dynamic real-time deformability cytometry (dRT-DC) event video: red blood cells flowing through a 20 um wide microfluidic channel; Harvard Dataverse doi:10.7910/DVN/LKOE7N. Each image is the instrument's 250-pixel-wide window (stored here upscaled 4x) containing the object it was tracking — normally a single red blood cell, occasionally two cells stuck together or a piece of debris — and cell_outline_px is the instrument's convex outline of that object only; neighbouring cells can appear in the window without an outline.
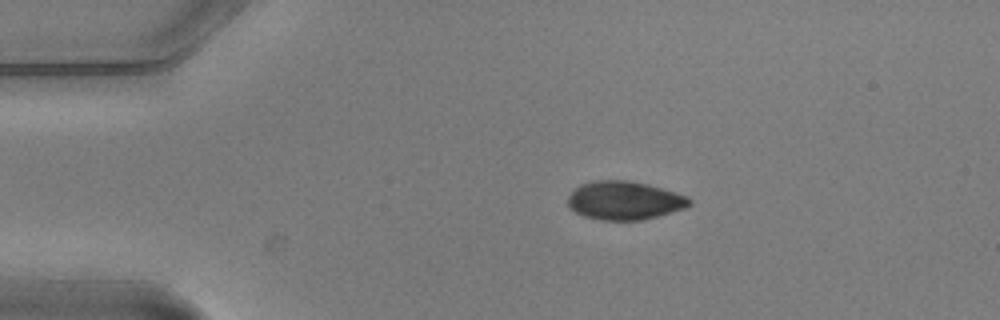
{"species": "common noctule bat (a hibernating species)", "species_latin": "Nyctalus noctula", "temperature_condition": "warm", "stored_images_in_passage": 5, "camera_frame_rate_fps": 3000, "um_per_image_px": 0.085, "animal": {"sex": "male", "body_mass_g": 20.5, "forearm_length_mm": 52.5}, "frame": {"image": 1, "passage_image": 2, "time_ms": 0.333, "image_size_px": [1000, 320], "cell_outline_px": [[692, 204], [684, 208], [672, 212], [640, 220], [600, 220], [584, 216], [568, 208], [568, 196], [580, 184], [592, 180], [632, 180], [648, 184], [676, 192], [688, 196], [692, 200]], "centroid_in_image_um": [53.08, 17.03], "position_along_channel_um": 31.9, "area_um2": 27.46}}
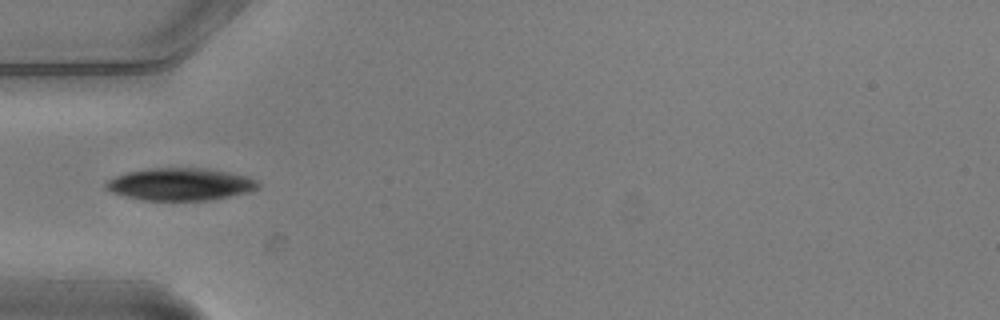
{"frame": {"image": 2, "passage_image": 4, "time_ms": 1.0, "image_size_px": [1000, 320], "cell_outline_px": [[260, 188], [252, 192], [212, 200], [144, 200], [112, 192], [104, 188], [104, 184], [108, 180], [116, 176], [128, 172], [148, 168], [208, 168], [248, 176], [256, 180], [260, 184]], "centroid_in_image_um": [15.39, 15.66], "position_along_channel_um": 69.6, "area_um2": 28.9}}
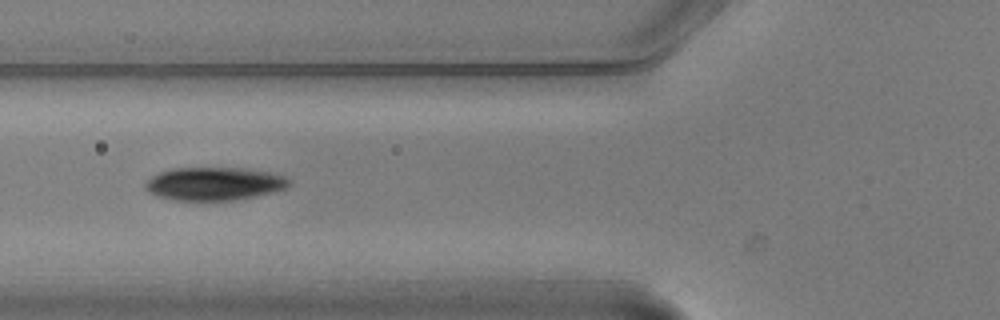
{"frame": {"image": 3, "passage_image": 5, "time_ms": 1.333, "image_size_px": [1000, 320], "cell_outline_px": [[292, 180], [284, 188], [272, 192], [236, 200], [176, 200], [156, 196], [148, 192], [144, 188], [144, 184], [152, 176], [160, 172], [172, 168], [244, 168], [268, 172], [284, 176]], "centroid_in_image_um": [18.17, 15.61], "position_along_channel_um": 107.6, "area_um2": 27.63}}